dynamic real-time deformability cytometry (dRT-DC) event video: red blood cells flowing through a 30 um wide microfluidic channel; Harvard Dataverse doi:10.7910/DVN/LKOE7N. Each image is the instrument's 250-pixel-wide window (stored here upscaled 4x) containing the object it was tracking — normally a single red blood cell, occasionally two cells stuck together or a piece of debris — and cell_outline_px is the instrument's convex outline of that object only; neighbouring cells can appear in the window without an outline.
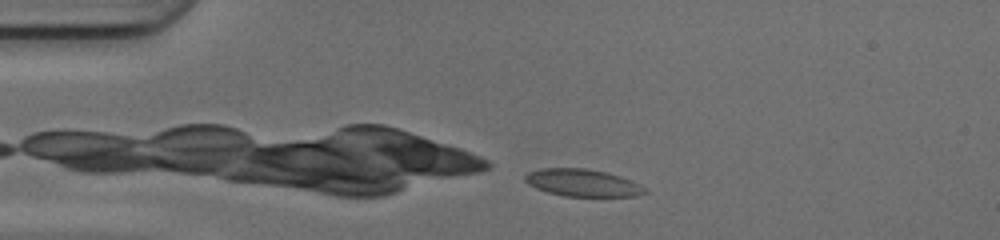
{"species": "common noctule bat (a hibernating species)", "species_latin": "Nyctalus noctula", "temperature_condition": "cold", "stored_images_in_passage": 40, "camera_frame_rate_fps": 3000, "um_per_image_px": 0.085, "animal": {"sex": "female", "body_mass_g": 17.0, "forearm_length_mm": 48.0}, "frame": {"image": 1, "passage_image": 1, "time_ms": 0.0, "image_size_px": [1000, 240], "cell_outline_px": [[648, 192], [636, 196], [564, 196], [548, 192], [536, 188], [528, 184], [524, 180], [524, 176], [528, 172], [540, 168], [584, 168], [604, 172], [620, 176], [636, 184]], "centroid_in_image_um": [49.43, 15.53], "position_along_channel_um": 35.6, "area_um2": 18.73}}
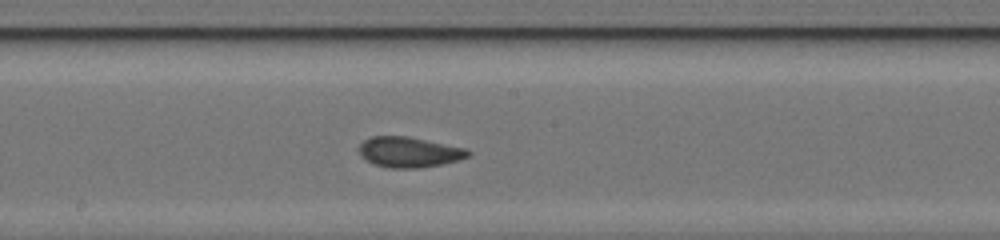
{"frame": {"image": 2, "passage_image": 17, "time_ms": 5.333, "image_size_px": [1000, 240], "cell_outline_px": [[472, 152], [468, 156], [460, 160], [440, 164], [416, 168], [388, 168], [372, 164], [360, 156], [360, 144], [364, 140], [372, 136], [408, 136], [464, 148]], "centroid_in_image_um": [34.74, 12.93], "position_along_channel_um": 213.5, "area_um2": 19.25}}
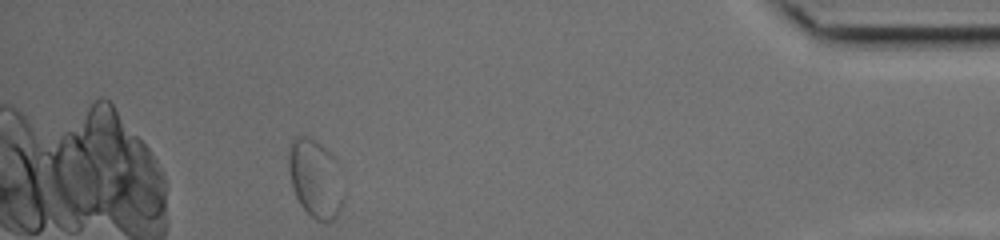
{"frame": {"image": 3, "passage_image": 35, "time_ms": 11.333, "image_size_px": [1000, 240], "cell_outline_px": [[344, 196], [340, 208], [336, 216], [332, 220], [316, 220], [300, 204], [296, 196], [292, 184], [288, 168], [288, 144], [296, 136], [308, 136], [316, 140], [336, 156], [344, 192]], "centroid_in_image_um": [26.81, 15.11], "position_along_channel_um": 408.4, "area_um2": 25.26}, "authors_computed_cell_mechanics": {"area_um2": 19.0162, "velocity_mm_per_s": 4.1509, "shape_relaxation_time_tau1_ms": 7.0229, "shape_relaxation_time_tau2_ms": 1.1529, "deformation_change_tau1": 0.146, "deformation_change_tau2": 0.0689}}